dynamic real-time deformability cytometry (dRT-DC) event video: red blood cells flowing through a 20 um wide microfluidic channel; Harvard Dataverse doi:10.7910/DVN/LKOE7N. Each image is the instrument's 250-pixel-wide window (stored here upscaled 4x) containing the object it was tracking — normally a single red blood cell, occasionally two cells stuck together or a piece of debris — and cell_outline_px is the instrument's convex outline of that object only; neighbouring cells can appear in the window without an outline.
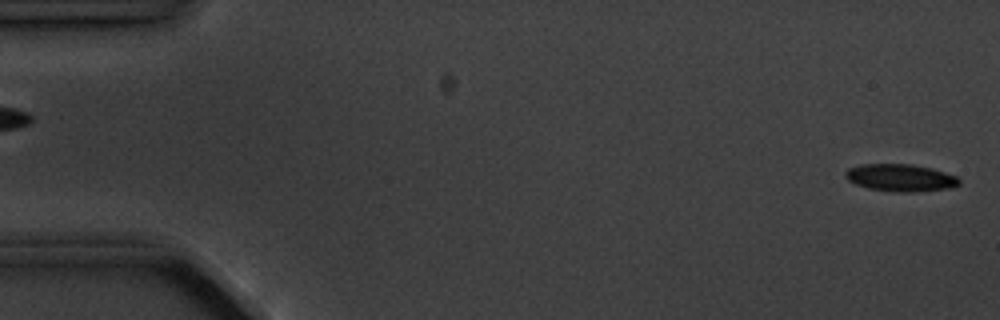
{"species": "common noctule bat (a hibernating species)", "species_latin": "Nyctalus noctula", "temperature_condition": "cold", "stored_images_in_passage": 5, "camera_frame_rate_fps": 3000, "um_per_image_px": 0.085, "animal": {"sex": "male", "body_mass_g": 20.1, "forearm_length_mm": 53.5}, "frame": {"image": 1, "passage_image": 1, "time_ms": 0.0, "image_size_px": [1000, 320], "cell_outline_px": [[960, 184], [952, 188], [912, 192], [900, 192], [868, 188], [856, 184], [848, 180], [844, 176], [844, 172], [848, 168], [860, 164], [912, 164], [932, 168], [956, 176], [960, 180]], "centroid_in_image_um": [76.54, 15.1], "position_along_channel_um": 8.5, "area_um2": 18.15}}